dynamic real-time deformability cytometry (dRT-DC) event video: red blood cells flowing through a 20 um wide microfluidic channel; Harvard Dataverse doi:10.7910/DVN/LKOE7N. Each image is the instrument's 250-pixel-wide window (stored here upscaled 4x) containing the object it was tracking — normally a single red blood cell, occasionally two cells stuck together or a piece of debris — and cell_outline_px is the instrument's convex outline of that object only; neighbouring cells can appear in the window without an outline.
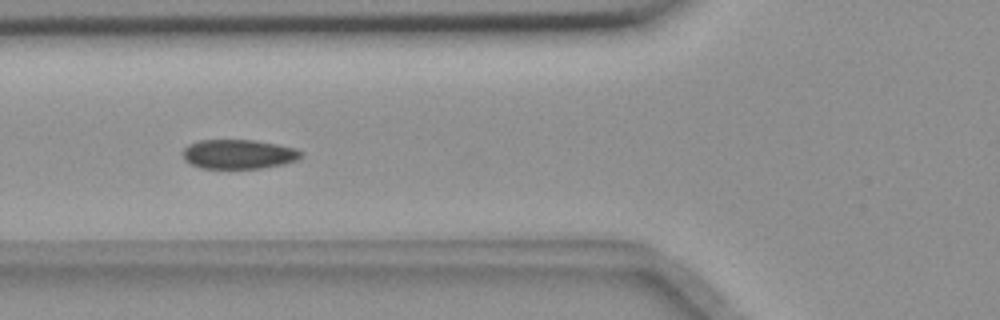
{"species": "common noctule bat (a hibernating species)", "species_latin": "Nyctalus noctula", "temperature_condition": "room temperature", "stored_images_in_passage": 14, "camera_frame_rate_fps": 3000, "um_per_image_px": 0.085, "animal": {"sex": "female", "body_mass_g": 18.4}, "frame": {"image": 1, "passage_image": 8, "time_ms": 2.333, "image_size_px": [1000, 320], "cell_outline_px": [[304, 152], [296, 160], [284, 164], [260, 168], [200, 168], [184, 160], [184, 148], [188, 144], [200, 140], [252, 140], [276, 144], [296, 148]], "centroid_in_image_um": [20.28, 13.1], "position_along_channel_um": 105.5, "area_um2": 20.11}}